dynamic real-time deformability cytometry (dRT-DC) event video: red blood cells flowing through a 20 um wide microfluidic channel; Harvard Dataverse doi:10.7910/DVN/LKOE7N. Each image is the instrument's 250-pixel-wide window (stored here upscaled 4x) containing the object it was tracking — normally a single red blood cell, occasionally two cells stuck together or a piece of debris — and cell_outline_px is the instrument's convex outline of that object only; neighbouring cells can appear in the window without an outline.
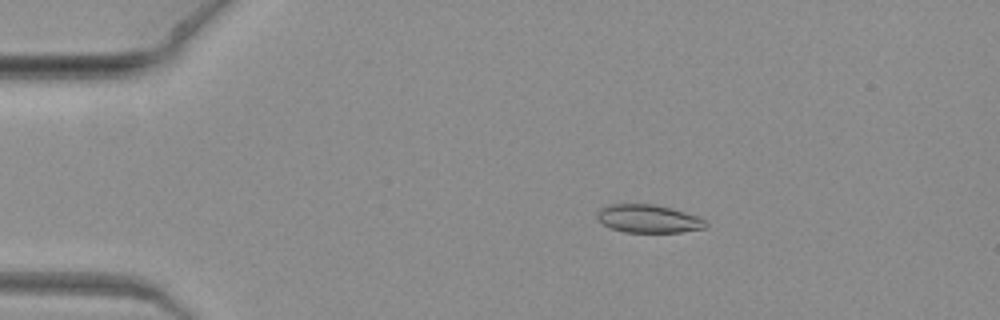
{"species": "common noctule bat (a hibernating species)", "species_latin": "Nyctalus noctula", "temperature_condition": "warm", "stored_images_in_passage": 10, "camera_frame_rate_fps": 3000, "um_per_image_px": 0.085, "animal": {"sex": "female", "body_mass_g": 19.3, "forearm_length_mm": 54.1}, "frame": {"image": 1, "passage_image": 4, "time_ms": 1.0, "image_size_px": [1000, 320], "cell_outline_px": [[708, 228], [680, 232], [624, 232], [612, 228], [596, 220], [596, 212], [600, 208], [608, 204], [656, 204], [672, 208], [696, 216], [704, 220], [708, 224]], "centroid_in_image_um": [55.09, 18.59], "position_along_channel_um": 29.9, "area_um2": 17.92}}
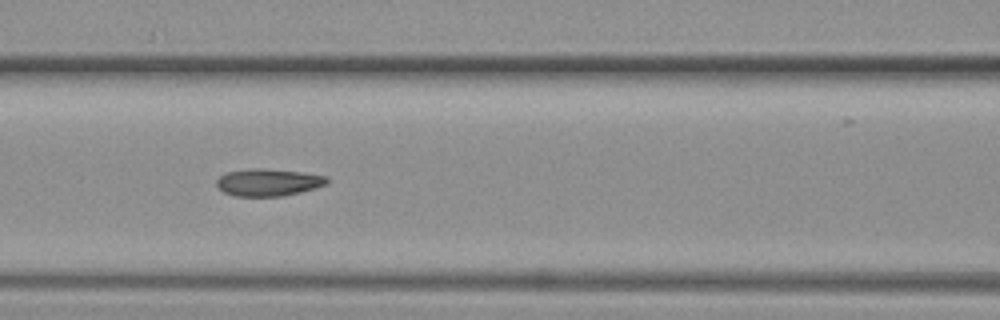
{"frame": {"image": 2, "passage_image": 9, "time_ms": 2.667, "image_size_px": [1000, 320], "cell_outline_px": [[328, 184], [316, 188], [300, 192], [280, 196], [232, 196], [224, 192], [216, 184], [216, 180], [224, 172], [252, 168], [260, 168], [300, 172], [328, 176]], "centroid_in_image_um": [22.79, 15.5], "position_along_channel_um": 143.8, "area_um2": 17.57}}
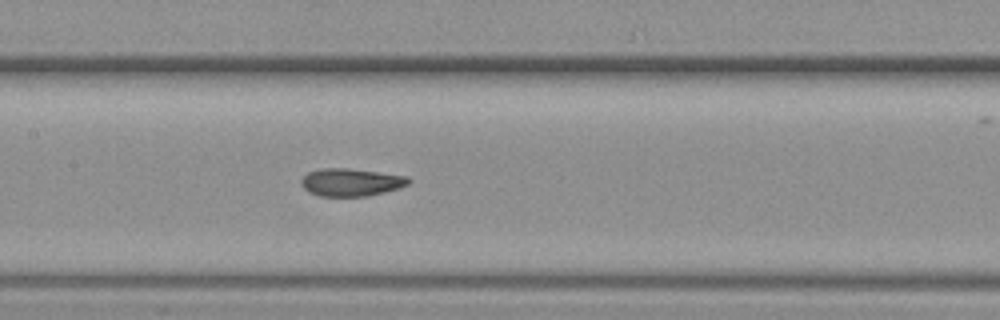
{"frame": {"image": 3, "passage_image": 10, "time_ms": 3.0, "image_size_px": [1000, 320], "cell_outline_px": [[412, 180], [408, 184], [400, 188], [368, 196], [320, 196], [308, 192], [300, 184], [300, 180], [308, 172], [320, 168], [348, 168], [408, 176]], "centroid_in_image_um": [29.83, 15.49], "position_along_channel_um": 177.6, "area_um2": 17.46}}